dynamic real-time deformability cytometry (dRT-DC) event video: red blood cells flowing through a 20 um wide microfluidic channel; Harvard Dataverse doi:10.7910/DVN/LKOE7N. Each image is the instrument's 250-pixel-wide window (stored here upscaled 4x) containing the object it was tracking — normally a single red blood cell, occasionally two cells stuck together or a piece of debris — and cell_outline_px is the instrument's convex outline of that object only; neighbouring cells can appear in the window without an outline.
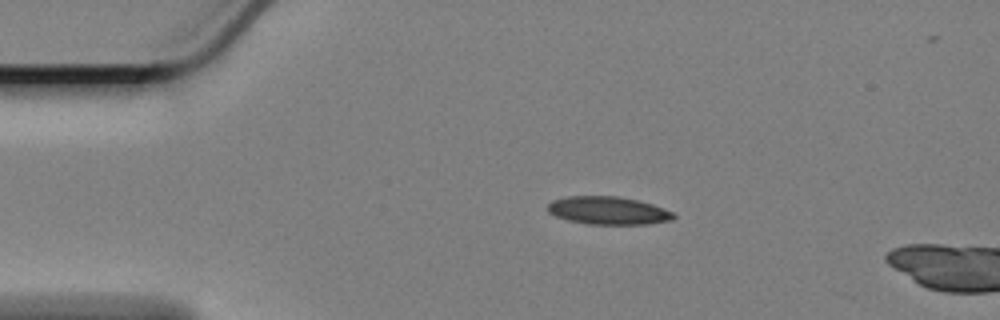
{"species": "Egyptian fruit bat (a non-hibernating species)", "species_latin": "Rousettus aegyptiacus", "temperature_condition": "cold", "stored_images_in_passage": 6, "camera_frame_rate_fps": 3000, "um_per_image_px": 0.085, "animal": {"sex": "female"}, "frame": {"image": 1, "passage_image": 1, "time_ms": 0.0, "image_size_px": [1000, 320], "cell_outline_px": [[676, 216], [672, 220], [648, 224], [588, 224], [568, 220], [556, 216], [548, 212], [548, 204], [552, 200], [568, 196], [616, 196], [636, 200], [652, 204], [672, 212]], "centroid_in_image_um": [51.68, 17.9], "position_along_channel_um": 33.3, "area_um2": 20.35}}